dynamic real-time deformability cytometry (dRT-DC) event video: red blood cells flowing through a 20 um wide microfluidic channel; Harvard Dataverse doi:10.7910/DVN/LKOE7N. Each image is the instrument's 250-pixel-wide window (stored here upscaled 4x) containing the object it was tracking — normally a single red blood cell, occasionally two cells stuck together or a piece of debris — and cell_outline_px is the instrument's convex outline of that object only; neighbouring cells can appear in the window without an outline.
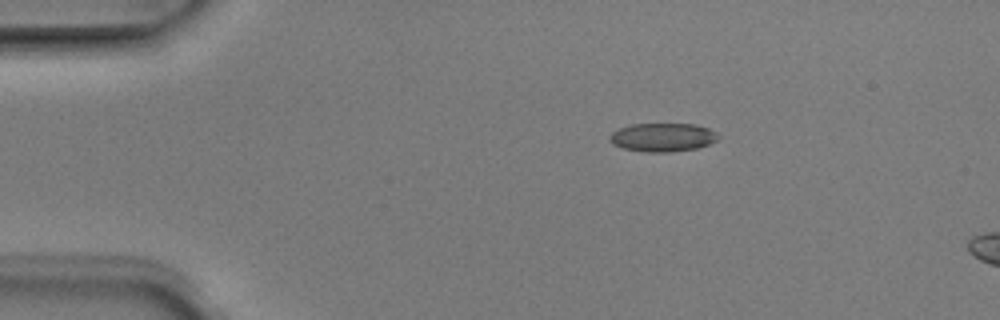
{"species": "Egyptian fruit bat (a non-hibernating species)", "species_latin": "Rousettus aegyptiacus", "temperature_condition": "room temperature", "stored_images_in_passage": 3, "camera_frame_rate_fps": 3000, "um_per_image_px": 0.085, "animal": {"sex": "male"}, "frame": {"image": 1, "passage_image": 1, "time_ms": 0.0, "image_size_px": [1000, 320], "cell_outline_px": [[720, 136], [716, 140], [708, 144], [696, 148], [672, 152], [644, 152], [624, 148], [612, 144], [608, 140], [608, 136], [612, 132], [620, 128], [632, 124], [696, 124], [708, 128], [716, 132]], "centroid_in_image_um": [56.31, 11.67], "position_along_channel_um": 28.7, "area_um2": 18.09}}